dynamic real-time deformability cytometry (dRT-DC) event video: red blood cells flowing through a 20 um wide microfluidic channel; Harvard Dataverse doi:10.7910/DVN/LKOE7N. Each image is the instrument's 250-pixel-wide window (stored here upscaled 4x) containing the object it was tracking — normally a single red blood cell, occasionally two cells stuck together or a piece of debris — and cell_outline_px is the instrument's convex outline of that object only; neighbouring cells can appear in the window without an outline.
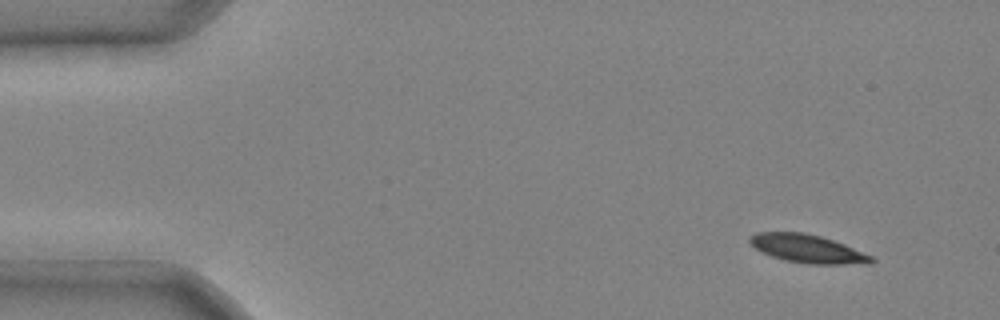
{"species": "common noctule bat (a hibernating species)", "species_latin": "Nyctalus noctula", "temperature_condition": "cold", "stored_images_in_passage": 6, "camera_frame_rate_fps": 3000, "um_per_image_px": 0.085, "animal": {"sex": "male", "body_mass_g": 20.4}, "frame": {"image": 1, "passage_image": 1, "time_ms": 0.0, "image_size_px": [1000, 320], "cell_outline_px": [[876, 260], [872, 264], [808, 264], [784, 260], [772, 256], [756, 248], [748, 240], [748, 236], [756, 232], [804, 232], [820, 236], [844, 244], [872, 256]], "centroid_in_image_um": [68.66, 21.14], "position_along_channel_um": 16.3, "area_um2": 20.0}}
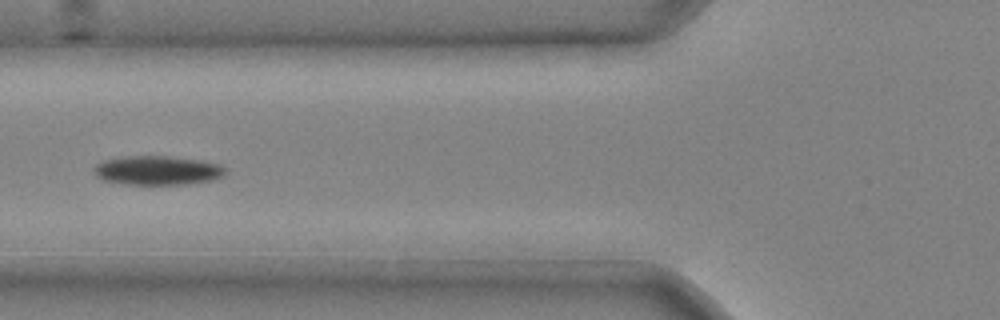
{"frame": {"image": 2, "passage_image": 5, "time_ms": 1.333, "image_size_px": [1000, 320], "cell_outline_px": [[224, 176], [212, 180], [188, 184], [124, 184], [104, 180], [96, 176], [92, 172], [92, 168], [100, 160], [120, 156], [168, 156], [204, 160], [220, 164], [224, 168]], "centroid_in_image_um": [13.33, 14.47], "position_along_channel_um": 112.5, "area_um2": 22.66}}
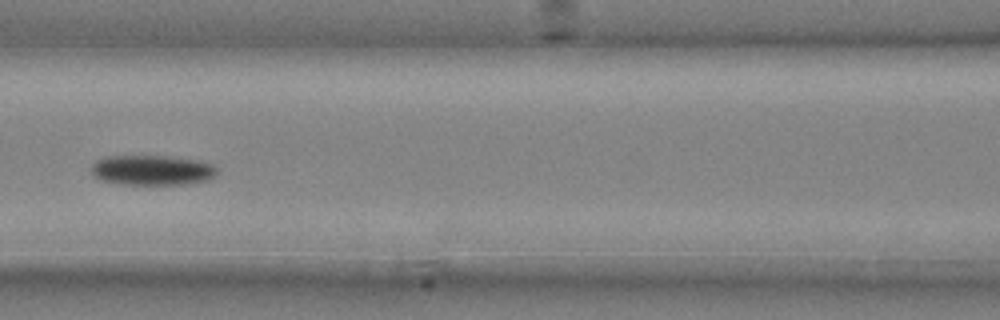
{"frame": {"image": 3, "passage_image": 6, "time_ms": 1.667, "image_size_px": [1000, 320], "cell_outline_px": [[216, 176], [208, 180], [188, 184], [120, 184], [100, 180], [92, 176], [92, 164], [96, 160], [104, 156], [168, 156], [200, 160], [216, 164]], "centroid_in_image_um": [12.95, 14.46], "position_along_channel_um": 153.7, "area_um2": 22.37}}